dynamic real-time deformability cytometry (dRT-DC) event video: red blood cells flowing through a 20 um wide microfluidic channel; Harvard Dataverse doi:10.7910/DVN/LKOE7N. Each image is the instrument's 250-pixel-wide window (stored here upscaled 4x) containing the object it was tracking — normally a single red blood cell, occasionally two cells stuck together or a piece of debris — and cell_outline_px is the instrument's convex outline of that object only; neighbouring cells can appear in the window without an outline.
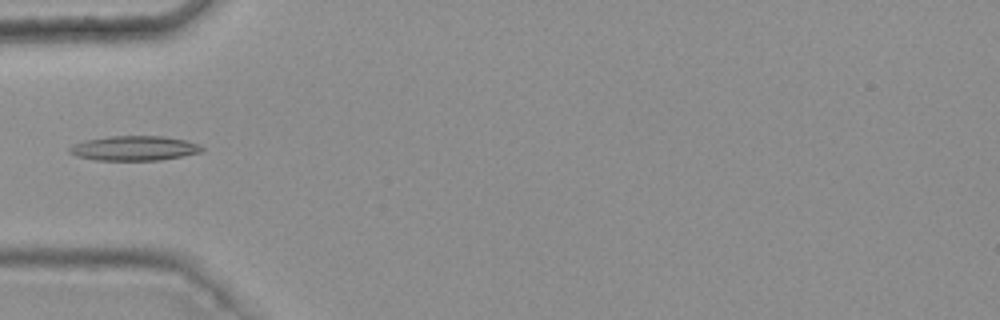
{"species": "common noctule bat (a hibernating species)", "species_latin": "Nyctalus noctula", "temperature_condition": "warm", "stored_images_in_passage": 6, "camera_frame_rate_fps": 3000, "um_per_image_px": 0.085, "animal": {"sex": "female", "body_mass_g": 25.1}, "frame": {"image": 1, "passage_image": 5, "time_ms": 1.333, "image_size_px": [1000, 320], "cell_outline_px": [[204, 148], [200, 152], [160, 160], [96, 160], [76, 156], [68, 152], [68, 148], [84, 140], [108, 136], [164, 136], [188, 140], [200, 144]], "centroid_in_image_um": [11.41, 12.59], "position_along_channel_um": 73.6, "area_um2": 19.07}}
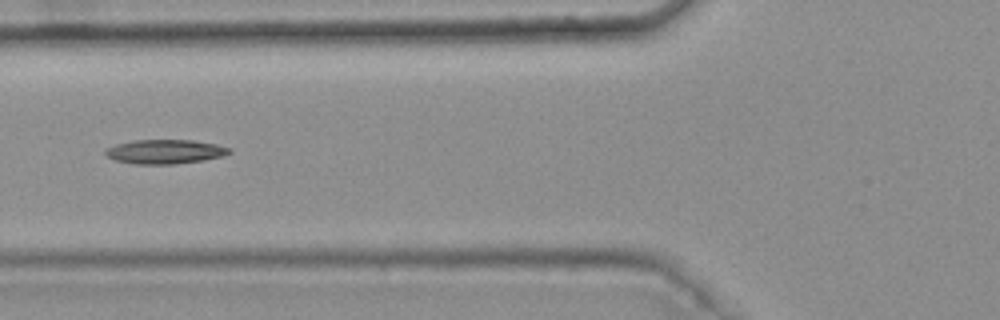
{"frame": {"image": 2, "passage_image": 6, "time_ms": 1.667, "image_size_px": [1000, 320], "cell_outline_px": [[232, 152], [224, 156], [204, 160], [172, 164], [136, 164], [116, 160], [108, 156], [104, 152], [104, 148], [116, 144], [136, 140], [192, 140], [216, 144], [228, 148]], "centroid_in_image_um": [14.02, 12.89], "position_along_channel_um": 111.8, "area_um2": 17.4}}